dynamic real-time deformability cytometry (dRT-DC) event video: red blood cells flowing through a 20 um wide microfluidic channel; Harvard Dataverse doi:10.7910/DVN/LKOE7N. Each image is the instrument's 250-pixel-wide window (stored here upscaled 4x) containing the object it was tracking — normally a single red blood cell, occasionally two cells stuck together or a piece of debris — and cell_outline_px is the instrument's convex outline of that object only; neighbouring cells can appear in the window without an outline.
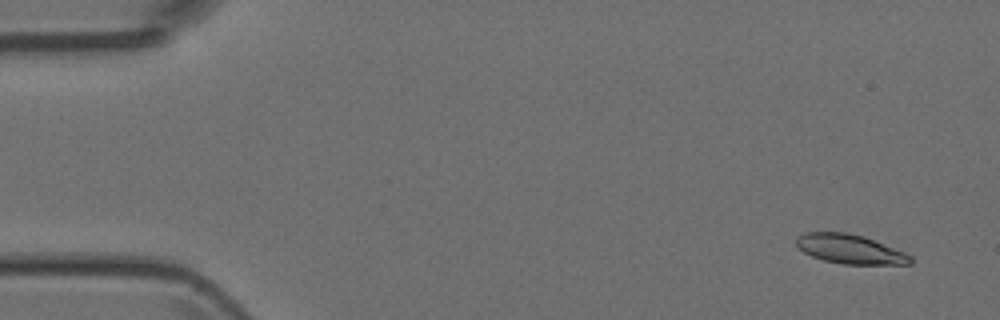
{"species": "Egyptian fruit bat (a non-hibernating species)", "species_latin": "Rousettus aegyptiacus", "temperature_condition": "room temperature", "stored_images_in_passage": 5, "camera_frame_rate_fps": 3000, "um_per_image_px": 0.085, "animal": {"sex": "female"}, "frame": {"image": 1, "passage_image": 1, "time_ms": 0.0, "image_size_px": [1000, 320], "cell_outline_px": [[912, 264], [844, 264], [824, 260], [812, 256], [804, 252], [796, 244], [796, 236], [804, 232], [848, 232], [864, 236], [904, 252], [912, 256]], "centroid_in_image_um": [72.24, 21.16], "position_along_channel_um": 12.8, "area_um2": 19.42}}
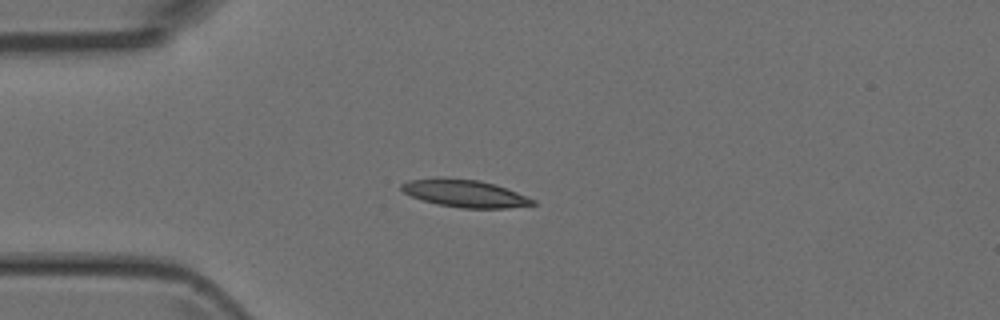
{"frame": {"image": 2, "passage_image": 4, "time_ms": 3.333, "image_size_px": [1000, 320], "cell_outline_px": [[536, 204], [508, 208], [460, 208], [436, 204], [412, 196], [404, 192], [400, 188], [400, 184], [408, 180], [480, 180], [496, 184], [536, 200]], "centroid_in_image_um": [39.58, 16.48], "position_along_channel_um": 45.4, "area_um2": 20.23}}